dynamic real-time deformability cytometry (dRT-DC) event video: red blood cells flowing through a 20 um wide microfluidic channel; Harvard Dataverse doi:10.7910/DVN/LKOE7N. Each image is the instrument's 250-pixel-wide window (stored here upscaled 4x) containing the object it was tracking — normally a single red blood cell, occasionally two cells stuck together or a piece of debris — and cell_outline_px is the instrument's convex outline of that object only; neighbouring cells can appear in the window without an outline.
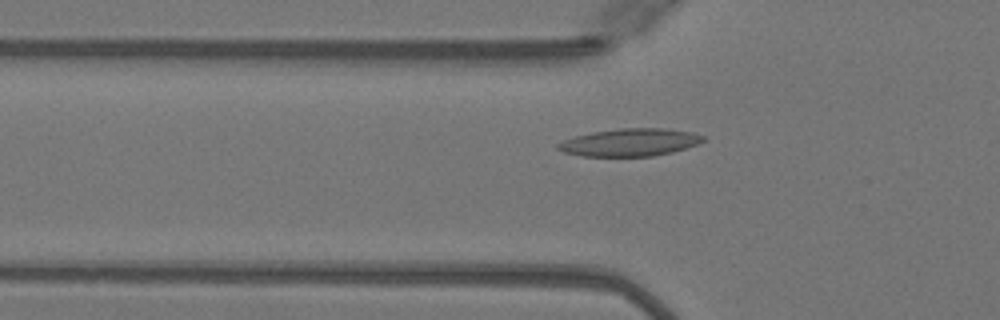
{"species": "Egyptian fruit bat (a non-hibernating species)", "species_latin": "Rousettus aegyptiacus", "temperature_condition": "warm", "stored_images_in_passage": 46, "camera_frame_rate_fps": 3000, "um_per_image_px": 0.085, "animal": {"sex": "female"}, "frame": {"image": 1, "passage_image": 18, "time_ms": 5.667, "image_size_px": [1000, 320], "cell_outline_px": [[704, 140], [696, 144], [672, 152], [652, 156], [584, 156], [564, 152], [556, 148], [556, 144], [564, 140], [576, 136], [592, 132], [620, 128], [660, 128], [692, 132], [704, 136]], "centroid_in_image_um": [53.52, 12.1], "position_along_channel_um": 72.3, "area_um2": 23.06}}
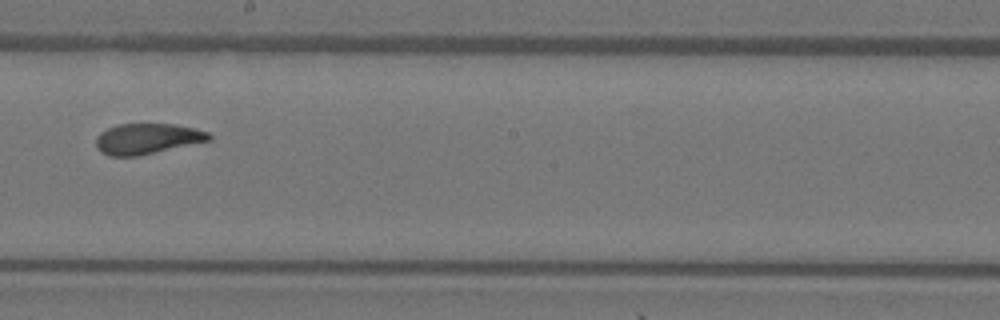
{"frame": {"image": 2, "passage_image": 30, "time_ms": 9.667, "image_size_px": [1000, 320], "cell_outline_px": [[212, 140], [136, 156], [112, 156], [100, 152], [96, 144], [96, 136], [100, 132], [116, 124], [176, 124], [208, 132], [212, 136]], "centroid_in_image_um": [12.5, 11.78], "position_along_channel_um": 235.7, "area_um2": 20.06}}
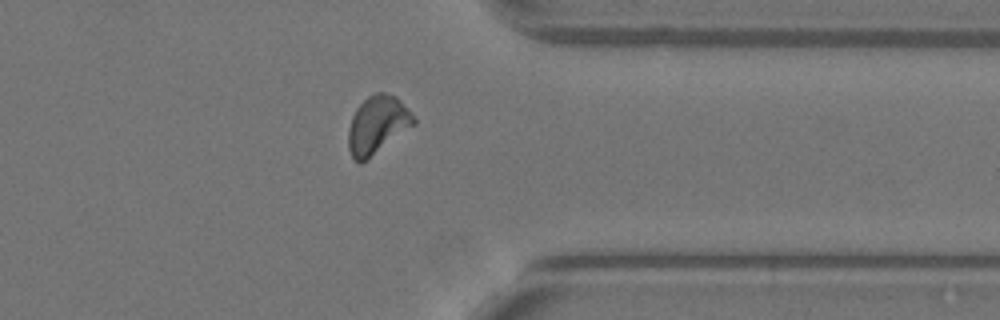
{"frame": {"image": 3, "passage_image": 41, "time_ms": 13.333, "image_size_px": [1000, 320], "cell_outline_px": [[416, 124], [360, 164], [352, 156], [348, 148], [348, 128], [352, 116], [356, 108], [368, 96], [376, 92], [384, 92], [396, 96], [408, 108], [416, 120]], "centroid_in_image_um": [32.08, 10.59], "position_along_channel_um": 379.3, "area_um2": 21.96}, "authors_computed_cell_mechanics": {"area_um2": 21.5594, "velocity_mm_per_s": 4.0669, "shape_relaxation_time_tau1_ms": 5.1361, "shape_relaxation_time_tau2_ms": 1.6849, "deformation_change_tau1": 0.1736, "deformation_change_tau2": 0.0732}}